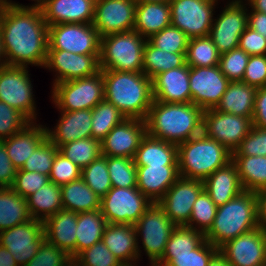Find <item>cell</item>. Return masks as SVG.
<instances>
[{
	"instance_id": "cell-54",
	"label": "cell",
	"mask_w": 266,
	"mask_h": 266,
	"mask_svg": "<svg viewBox=\"0 0 266 266\" xmlns=\"http://www.w3.org/2000/svg\"><path fill=\"white\" fill-rule=\"evenodd\" d=\"M232 155L266 156V128L253 125Z\"/></svg>"
},
{
	"instance_id": "cell-24",
	"label": "cell",
	"mask_w": 266,
	"mask_h": 266,
	"mask_svg": "<svg viewBox=\"0 0 266 266\" xmlns=\"http://www.w3.org/2000/svg\"><path fill=\"white\" fill-rule=\"evenodd\" d=\"M78 213L60 210L43 221L44 237L49 243L76 257V228Z\"/></svg>"
},
{
	"instance_id": "cell-51",
	"label": "cell",
	"mask_w": 266,
	"mask_h": 266,
	"mask_svg": "<svg viewBox=\"0 0 266 266\" xmlns=\"http://www.w3.org/2000/svg\"><path fill=\"white\" fill-rule=\"evenodd\" d=\"M81 173V168L58 151L51 167L49 178L56 185L63 186L80 179Z\"/></svg>"
},
{
	"instance_id": "cell-62",
	"label": "cell",
	"mask_w": 266,
	"mask_h": 266,
	"mask_svg": "<svg viewBox=\"0 0 266 266\" xmlns=\"http://www.w3.org/2000/svg\"><path fill=\"white\" fill-rule=\"evenodd\" d=\"M0 266H18L13 255L0 245Z\"/></svg>"
},
{
	"instance_id": "cell-26",
	"label": "cell",
	"mask_w": 266,
	"mask_h": 266,
	"mask_svg": "<svg viewBox=\"0 0 266 266\" xmlns=\"http://www.w3.org/2000/svg\"><path fill=\"white\" fill-rule=\"evenodd\" d=\"M137 188L157 203L180 177L178 166H136Z\"/></svg>"
},
{
	"instance_id": "cell-48",
	"label": "cell",
	"mask_w": 266,
	"mask_h": 266,
	"mask_svg": "<svg viewBox=\"0 0 266 266\" xmlns=\"http://www.w3.org/2000/svg\"><path fill=\"white\" fill-rule=\"evenodd\" d=\"M216 211V204L204 189L194 202L190 220L186 226L189 228H195L193 224L196 223L199 226V231L205 234L213 224Z\"/></svg>"
},
{
	"instance_id": "cell-72",
	"label": "cell",
	"mask_w": 266,
	"mask_h": 266,
	"mask_svg": "<svg viewBox=\"0 0 266 266\" xmlns=\"http://www.w3.org/2000/svg\"><path fill=\"white\" fill-rule=\"evenodd\" d=\"M208 1H211V2H214V3L217 2V0H208Z\"/></svg>"
},
{
	"instance_id": "cell-40",
	"label": "cell",
	"mask_w": 266,
	"mask_h": 266,
	"mask_svg": "<svg viewBox=\"0 0 266 266\" xmlns=\"http://www.w3.org/2000/svg\"><path fill=\"white\" fill-rule=\"evenodd\" d=\"M205 240V235L197 228L176 226L166 244L163 256L190 255Z\"/></svg>"
},
{
	"instance_id": "cell-64",
	"label": "cell",
	"mask_w": 266,
	"mask_h": 266,
	"mask_svg": "<svg viewBox=\"0 0 266 266\" xmlns=\"http://www.w3.org/2000/svg\"><path fill=\"white\" fill-rule=\"evenodd\" d=\"M208 266H230L225 257L218 252L210 261Z\"/></svg>"
},
{
	"instance_id": "cell-46",
	"label": "cell",
	"mask_w": 266,
	"mask_h": 266,
	"mask_svg": "<svg viewBox=\"0 0 266 266\" xmlns=\"http://www.w3.org/2000/svg\"><path fill=\"white\" fill-rule=\"evenodd\" d=\"M147 41L156 48L170 53H186L189 38L176 26L169 25L158 33L151 35Z\"/></svg>"
},
{
	"instance_id": "cell-68",
	"label": "cell",
	"mask_w": 266,
	"mask_h": 266,
	"mask_svg": "<svg viewBox=\"0 0 266 266\" xmlns=\"http://www.w3.org/2000/svg\"><path fill=\"white\" fill-rule=\"evenodd\" d=\"M8 4L7 0H0V11Z\"/></svg>"
},
{
	"instance_id": "cell-14",
	"label": "cell",
	"mask_w": 266,
	"mask_h": 266,
	"mask_svg": "<svg viewBox=\"0 0 266 266\" xmlns=\"http://www.w3.org/2000/svg\"><path fill=\"white\" fill-rule=\"evenodd\" d=\"M229 83L230 81L221 72L219 65L190 67L189 87L191 102L203 111L215 109Z\"/></svg>"
},
{
	"instance_id": "cell-53",
	"label": "cell",
	"mask_w": 266,
	"mask_h": 266,
	"mask_svg": "<svg viewBox=\"0 0 266 266\" xmlns=\"http://www.w3.org/2000/svg\"><path fill=\"white\" fill-rule=\"evenodd\" d=\"M48 182H50V178L47 175H43L35 171L28 172L18 169L11 188L17 194L27 199Z\"/></svg>"
},
{
	"instance_id": "cell-39",
	"label": "cell",
	"mask_w": 266,
	"mask_h": 266,
	"mask_svg": "<svg viewBox=\"0 0 266 266\" xmlns=\"http://www.w3.org/2000/svg\"><path fill=\"white\" fill-rule=\"evenodd\" d=\"M126 117L105 99L92 109L91 137L102 141L105 136Z\"/></svg>"
},
{
	"instance_id": "cell-20",
	"label": "cell",
	"mask_w": 266,
	"mask_h": 266,
	"mask_svg": "<svg viewBox=\"0 0 266 266\" xmlns=\"http://www.w3.org/2000/svg\"><path fill=\"white\" fill-rule=\"evenodd\" d=\"M230 266H261L266 261V239L256 228L227 241L219 248Z\"/></svg>"
},
{
	"instance_id": "cell-44",
	"label": "cell",
	"mask_w": 266,
	"mask_h": 266,
	"mask_svg": "<svg viewBox=\"0 0 266 266\" xmlns=\"http://www.w3.org/2000/svg\"><path fill=\"white\" fill-rule=\"evenodd\" d=\"M81 178L97 196L100 198L105 196L112 188L107 168V156L100 155L87 167L83 168Z\"/></svg>"
},
{
	"instance_id": "cell-50",
	"label": "cell",
	"mask_w": 266,
	"mask_h": 266,
	"mask_svg": "<svg viewBox=\"0 0 266 266\" xmlns=\"http://www.w3.org/2000/svg\"><path fill=\"white\" fill-rule=\"evenodd\" d=\"M31 121L20 111L0 101V141L24 129Z\"/></svg>"
},
{
	"instance_id": "cell-30",
	"label": "cell",
	"mask_w": 266,
	"mask_h": 266,
	"mask_svg": "<svg viewBox=\"0 0 266 266\" xmlns=\"http://www.w3.org/2000/svg\"><path fill=\"white\" fill-rule=\"evenodd\" d=\"M171 25V9L169 2L137 3L135 9L134 28L142 37L148 39Z\"/></svg>"
},
{
	"instance_id": "cell-59",
	"label": "cell",
	"mask_w": 266,
	"mask_h": 266,
	"mask_svg": "<svg viewBox=\"0 0 266 266\" xmlns=\"http://www.w3.org/2000/svg\"><path fill=\"white\" fill-rule=\"evenodd\" d=\"M252 124L266 128V89L258 88L255 95V107Z\"/></svg>"
},
{
	"instance_id": "cell-8",
	"label": "cell",
	"mask_w": 266,
	"mask_h": 266,
	"mask_svg": "<svg viewBox=\"0 0 266 266\" xmlns=\"http://www.w3.org/2000/svg\"><path fill=\"white\" fill-rule=\"evenodd\" d=\"M152 203L137 187H112L101 198L100 210L108 223L134 225Z\"/></svg>"
},
{
	"instance_id": "cell-29",
	"label": "cell",
	"mask_w": 266,
	"mask_h": 266,
	"mask_svg": "<svg viewBox=\"0 0 266 266\" xmlns=\"http://www.w3.org/2000/svg\"><path fill=\"white\" fill-rule=\"evenodd\" d=\"M29 123L24 129L3 140L12 164L21 169L34 150L47 138L46 128Z\"/></svg>"
},
{
	"instance_id": "cell-58",
	"label": "cell",
	"mask_w": 266,
	"mask_h": 266,
	"mask_svg": "<svg viewBox=\"0 0 266 266\" xmlns=\"http://www.w3.org/2000/svg\"><path fill=\"white\" fill-rule=\"evenodd\" d=\"M17 172L6 152L4 141H0V188H11Z\"/></svg>"
},
{
	"instance_id": "cell-2",
	"label": "cell",
	"mask_w": 266,
	"mask_h": 266,
	"mask_svg": "<svg viewBox=\"0 0 266 266\" xmlns=\"http://www.w3.org/2000/svg\"><path fill=\"white\" fill-rule=\"evenodd\" d=\"M145 122L149 136L178 145L202 134L203 110L192 102L153 100Z\"/></svg>"
},
{
	"instance_id": "cell-70",
	"label": "cell",
	"mask_w": 266,
	"mask_h": 266,
	"mask_svg": "<svg viewBox=\"0 0 266 266\" xmlns=\"http://www.w3.org/2000/svg\"><path fill=\"white\" fill-rule=\"evenodd\" d=\"M34 1H37V4H34L32 6H37L39 7L45 0H34Z\"/></svg>"
},
{
	"instance_id": "cell-56",
	"label": "cell",
	"mask_w": 266,
	"mask_h": 266,
	"mask_svg": "<svg viewBox=\"0 0 266 266\" xmlns=\"http://www.w3.org/2000/svg\"><path fill=\"white\" fill-rule=\"evenodd\" d=\"M255 88L266 84V54L250 56L242 81Z\"/></svg>"
},
{
	"instance_id": "cell-18",
	"label": "cell",
	"mask_w": 266,
	"mask_h": 266,
	"mask_svg": "<svg viewBox=\"0 0 266 266\" xmlns=\"http://www.w3.org/2000/svg\"><path fill=\"white\" fill-rule=\"evenodd\" d=\"M136 4L135 0H96L92 25L100 37L133 30Z\"/></svg>"
},
{
	"instance_id": "cell-69",
	"label": "cell",
	"mask_w": 266,
	"mask_h": 266,
	"mask_svg": "<svg viewBox=\"0 0 266 266\" xmlns=\"http://www.w3.org/2000/svg\"><path fill=\"white\" fill-rule=\"evenodd\" d=\"M152 266H159L156 262H150ZM122 266H134L132 265V262L131 263H127V264H122Z\"/></svg>"
},
{
	"instance_id": "cell-13",
	"label": "cell",
	"mask_w": 266,
	"mask_h": 266,
	"mask_svg": "<svg viewBox=\"0 0 266 266\" xmlns=\"http://www.w3.org/2000/svg\"><path fill=\"white\" fill-rule=\"evenodd\" d=\"M252 126L251 118L223 113L216 109L203 111L202 133L207 138L221 143L232 153L247 136Z\"/></svg>"
},
{
	"instance_id": "cell-52",
	"label": "cell",
	"mask_w": 266,
	"mask_h": 266,
	"mask_svg": "<svg viewBox=\"0 0 266 266\" xmlns=\"http://www.w3.org/2000/svg\"><path fill=\"white\" fill-rule=\"evenodd\" d=\"M76 258L82 266H122L103 241L85 249Z\"/></svg>"
},
{
	"instance_id": "cell-55",
	"label": "cell",
	"mask_w": 266,
	"mask_h": 266,
	"mask_svg": "<svg viewBox=\"0 0 266 266\" xmlns=\"http://www.w3.org/2000/svg\"><path fill=\"white\" fill-rule=\"evenodd\" d=\"M69 258L65 251L44 240L36 255L25 266H63Z\"/></svg>"
},
{
	"instance_id": "cell-22",
	"label": "cell",
	"mask_w": 266,
	"mask_h": 266,
	"mask_svg": "<svg viewBox=\"0 0 266 266\" xmlns=\"http://www.w3.org/2000/svg\"><path fill=\"white\" fill-rule=\"evenodd\" d=\"M96 0H45L39 8L48 26L92 23Z\"/></svg>"
},
{
	"instance_id": "cell-34",
	"label": "cell",
	"mask_w": 266,
	"mask_h": 266,
	"mask_svg": "<svg viewBox=\"0 0 266 266\" xmlns=\"http://www.w3.org/2000/svg\"><path fill=\"white\" fill-rule=\"evenodd\" d=\"M108 222L100 209L78 213L76 228V257L85 249L102 241Z\"/></svg>"
},
{
	"instance_id": "cell-47",
	"label": "cell",
	"mask_w": 266,
	"mask_h": 266,
	"mask_svg": "<svg viewBox=\"0 0 266 266\" xmlns=\"http://www.w3.org/2000/svg\"><path fill=\"white\" fill-rule=\"evenodd\" d=\"M58 151L59 148L46 138L26 160L21 170L49 176Z\"/></svg>"
},
{
	"instance_id": "cell-25",
	"label": "cell",
	"mask_w": 266,
	"mask_h": 266,
	"mask_svg": "<svg viewBox=\"0 0 266 266\" xmlns=\"http://www.w3.org/2000/svg\"><path fill=\"white\" fill-rule=\"evenodd\" d=\"M54 131L46 127L47 138L58 148L77 139L91 138L92 110L61 111Z\"/></svg>"
},
{
	"instance_id": "cell-35",
	"label": "cell",
	"mask_w": 266,
	"mask_h": 266,
	"mask_svg": "<svg viewBox=\"0 0 266 266\" xmlns=\"http://www.w3.org/2000/svg\"><path fill=\"white\" fill-rule=\"evenodd\" d=\"M27 205L32 219L44 221L63 210L61 186L48 182L27 198Z\"/></svg>"
},
{
	"instance_id": "cell-11",
	"label": "cell",
	"mask_w": 266,
	"mask_h": 266,
	"mask_svg": "<svg viewBox=\"0 0 266 266\" xmlns=\"http://www.w3.org/2000/svg\"><path fill=\"white\" fill-rule=\"evenodd\" d=\"M27 67H0V101L24 114L31 122L36 119L35 101Z\"/></svg>"
},
{
	"instance_id": "cell-71",
	"label": "cell",
	"mask_w": 266,
	"mask_h": 266,
	"mask_svg": "<svg viewBox=\"0 0 266 266\" xmlns=\"http://www.w3.org/2000/svg\"><path fill=\"white\" fill-rule=\"evenodd\" d=\"M263 232H264V235H265V239H266V229H265V230H263Z\"/></svg>"
},
{
	"instance_id": "cell-28",
	"label": "cell",
	"mask_w": 266,
	"mask_h": 266,
	"mask_svg": "<svg viewBox=\"0 0 266 266\" xmlns=\"http://www.w3.org/2000/svg\"><path fill=\"white\" fill-rule=\"evenodd\" d=\"M204 189L217 207L244 191L235 163L231 160L217 169L204 181Z\"/></svg>"
},
{
	"instance_id": "cell-17",
	"label": "cell",
	"mask_w": 266,
	"mask_h": 266,
	"mask_svg": "<svg viewBox=\"0 0 266 266\" xmlns=\"http://www.w3.org/2000/svg\"><path fill=\"white\" fill-rule=\"evenodd\" d=\"M241 2L235 0L229 3L212 23L209 37L220 54L238 48L239 38L248 26L247 8Z\"/></svg>"
},
{
	"instance_id": "cell-45",
	"label": "cell",
	"mask_w": 266,
	"mask_h": 266,
	"mask_svg": "<svg viewBox=\"0 0 266 266\" xmlns=\"http://www.w3.org/2000/svg\"><path fill=\"white\" fill-rule=\"evenodd\" d=\"M219 252V248L206 239L190 255L162 256L157 262L162 266H208L212 258Z\"/></svg>"
},
{
	"instance_id": "cell-66",
	"label": "cell",
	"mask_w": 266,
	"mask_h": 266,
	"mask_svg": "<svg viewBox=\"0 0 266 266\" xmlns=\"http://www.w3.org/2000/svg\"><path fill=\"white\" fill-rule=\"evenodd\" d=\"M5 58V55H4V51H3V45H2V40H1V36H0V67H2V66H6L7 65V62H6V60H4V58ZM2 58V59H1Z\"/></svg>"
},
{
	"instance_id": "cell-38",
	"label": "cell",
	"mask_w": 266,
	"mask_h": 266,
	"mask_svg": "<svg viewBox=\"0 0 266 266\" xmlns=\"http://www.w3.org/2000/svg\"><path fill=\"white\" fill-rule=\"evenodd\" d=\"M186 53H170L145 42L142 72L153 79L159 73L182 67L186 63Z\"/></svg>"
},
{
	"instance_id": "cell-32",
	"label": "cell",
	"mask_w": 266,
	"mask_h": 266,
	"mask_svg": "<svg viewBox=\"0 0 266 266\" xmlns=\"http://www.w3.org/2000/svg\"><path fill=\"white\" fill-rule=\"evenodd\" d=\"M257 88L241 81L230 82L217 111L253 119Z\"/></svg>"
},
{
	"instance_id": "cell-5",
	"label": "cell",
	"mask_w": 266,
	"mask_h": 266,
	"mask_svg": "<svg viewBox=\"0 0 266 266\" xmlns=\"http://www.w3.org/2000/svg\"><path fill=\"white\" fill-rule=\"evenodd\" d=\"M177 160L180 177L204 181L232 160V152L202 133L177 145Z\"/></svg>"
},
{
	"instance_id": "cell-10",
	"label": "cell",
	"mask_w": 266,
	"mask_h": 266,
	"mask_svg": "<svg viewBox=\"0 0 266 266\" xmlns=\"http://www.w3.org/2000/svg\"><path fill=\"white\" fill-rule=\"evenodd\" d=\"M137 234H141L142 244L151 262H158L176 225L167 216L159 203H152L134 224Z\"/></svg>"
},
{
	"instance_id": "cell-12",
	"label": "cell",
	"mask_w": 266,
	"mask_h": 266,
	"mask_svg": "<svg viewBox=\"0 0 266 266\" xmlns=\"http://www.w3.org/2000/svg\"><path fill=\"white\" fill-rule=\"evenodd\" d=\"M171 25L189 39L209 36L216 3L208 0H171Z\"/></svg>"
},
{
	"instance_id": "cell-37",
	"label": "cell",
	"mask_w": 266,
	"mask_h": 266,
	"mask_svg": "<svg viewBox=\"0 0 266 266\" xmlns=\"http://www.w3.org/2000/svg\"><path fill=\"white\" fill-rule=\"evenodd\" d=\"M31 219L27 199L12 188H0V232Z\"/></svg>"
},
{
	"instance_id": "cell-1",
	"label": "cell",
	"mask_w": 266,
	"mask_h": 266,
	"mask_svg": "<svg viewBox=\"0 0 266 266\" xmlns=\"http://www.w3.org/2000/svg\"><path fill=\"white\" fill-rule=\"evenodd\" d=\"M0 36L7 65L45 66L48 25L39 7L8 1L0 11Z\"/></svg>"
},
{
	"instance_id": "cell-21",
	"label": "cell",
	"mask_w": 266,
	"mask_h": 266,
	"mask_svg": "<svg viewBox=\"0 0 266 266\" xmlns=\"http://www.w3.org/2000/svg\"><path fill=\"white\" fill-rule=\"evenodd\" d=\"M145 120L126 118L101 141V154L110 157L134 158L142 138L146 135Z\"/></svg>"
},
{
	"instance_id": "cell-67",
	"label": "cell",
	"mask_w": 266,
	"mask_h": 266,
	"mask_svg": "<svg viewBox=\"0 0 266 266\" xmlns=\"http://www.w3.org/2000/svg\"><path fill=\"white\" fill-rule=\"evenodd\" d=\"M171 0H135L136 3H145V2H170Z\"/></svg>"
},
{
	"instance_id": "cell-7",
	"label": "cell",
	"mask_w": 266,
	"mask_h": 266,
	"mask_svg": "<svg viewBox=\"0 0 266 266\" xmlns=\"http://www.w3.org/2000/svg\"><path fill=\"white\" fill-rule=\"evenodd\" d=\"M53 101L61 111L92 110L104 100L102 70L97 74L53 84Z\"/></svg>"
},
{
	"instance_id": "cell-43",
	"label": "cell",
	"mask_w": 266,
	"mask_h": 266,
	"mask_svg": "<svg viewBox=\"0 0 266 266\" xmlns=\"http://www.w3.org/2000/svg\"><path fill=\"white\" fill-rule=\"evenodd\" d=\"M107 168L112 187H137V170L132 158L107 156Z\"/></svg>"
},
{
	"instance_id": "cell-9",
	"label": "cell",
	"mask_w": 266,
	"mask_h": 266,
	"mask_svg": "<svg viewBox=\"0 0 266 266\" xmlns=\"http://www.w3.org/2000/svg\"><path fill=\"white\" fill-rule=\"evenodd\" d=\"M101 37L92 23H63L48 26V50L76 54H100Z\"/></svg>"
},
{
	"instance_id": "cell-4",
	"label": "cell",
	"mask_w": 266,
	"mask_h": 266,
	"mask_svg": "<svg viewBox=\"0 0 266 266\" xmlns=\"http://www.w3.org/2000/svg\"><path fill=\"white\" fill-rule=\"evenodd\" d=\"M258 227L255 192L244 190L224 205L217 207L216 216L205 239L217 248L227 241Z\"/></svg>"
},
{
	"instance_id": "cell-23",
	"label": "cell",
	"mask_w": 266,
	"mask_h": 266,
	"mask_svg": "<svg viewBox=\"0 0 266 266\" xmlns=\"http://www.w3.org/2000/svg\"><path fill=\"white\" fill-rule=\"evenodd\" d=\"M190 66L186 63L179 68L159 73L152 79L153 98L164 103H190Z\"/></svg>"
},
{
	"instance_id": "cell-61",
	"label": "cell",
	"mask_w": 266,
	"mask_h": 266,
	"mask_svg": "<svg viewBox=\"0 0 266 266\" xmlns=\"http://www.w3.org/2000/svg\"><path fill=\"white\" fill-rule=\"evenodd\" d=\"M248 27L260 33L266 38V14L253 11L248 14Z\"/></svg>"
},
{
	"instance_id": "cell-16",
	"label": "cell",
	"mask_w": 266,
	"mask_h": 266,
	"mask_svg": "<svg viewBox=\"0 0 266 266\" xmlns=\"http://www.w3.org/2000/svg\"><path fill=\"white\" fill-rule=\"evenodd\" d=\"M203 190L202 180L179 177L157 203L176 226H186L194 202Z\"/></svg>"
},
{
	"instance_id": "cell-36",
	"label": "cell",
	"mask_w": 266,
	"mask_h": 266,
	"mask_svg": "<svg viewBox=\"0 0 266 266\" xmlns=\"http://www.w3.org/2000/svg\"><path fill=\"white\" fill-rule=\"evenodd\" d=\"M240 183L246 191L266 189V156L232 155Z\"/></svg>"
},
{
	"instance_id": "cell-41",
	"label": "cell",
	"mask_w": 266,
	"mask_h": 266,
	"mask_svg": "<svg viewBox=\"0 0 266 266\" xmlns=\"http://www.w3.org/2000/svg\"><path fill=\"white\" fill-rule=\"evenodd\" d=\"M186 64L190 67L219 65L220 53L209 36L189 39Z\"/></svg>"
},
{
	"instance_id": "cell-42",
	"label": "cell",
	"mask_w": 266,
	"mask_h": 266,
	"mask_svg": "<svg viewBox=\"0 0 266 266\" xmlns=\"http://www.w3.org/2000/svg\"><path fill=\"white\" fill-rule=\"evenodd\" d=\"M59 152L83 169L102 155L101 142L92 137L77 139L62 145L59 148Z\"/></svg>"
},
{
	"instance_id": "cell-3",
	"label": "cell",
	"mask_w": 266,
	"mask_h": 266,
	"mask_svg": "<svg viewBox=\"0 0 266 266\" xmlns=\"http://www.w3.org/2000/svg\"><path fill=\"white\" fill-rule=\"evenodd\" d=\"M101 70L104 99L126 118L145 120L154 100L152 79L143 72Z\"/></svg>"
},
{
	"instance_id": "cell-27",
	"label": "cell",
	"mask_w": 266,
	"mask_h": 266,
	"mask_svg": "<svg viewBox=\"0 0 266 266\" xmlns=\"http://www.w3.org/2000/svg\"><path fill=\"white\" fill-rule=\"evenodd\" d=\"M134 225L108 223L102 241L121 264L136 261L140 255Z\"/></svg>"
},
{
	"instance_id": "cell-60",
	"label": "cell",
	"mask_w": 266,
	"mask_h": 266,
	"mask_svg": "<svg viewBox=\"0 0 266 266\" xmlns=\"http://www.w3.org/2000/svg\"><path fill=\"white\" fill-rule=\"evenodd\" d=\"M257 203V224L261 230L266 229V189L255 192Z\"/></svg>"
},
{
	"instance_id": "cell-63",
	"label": "cell",
	"mask_w": 266,
	"mask_h": 266,
	"mask_svg": "<svg viewBox=\"0 0 266 266\" xmlns=\"http://www.w3.org/2000/svg\"><path fill=\"white\" fill-rule=\"evenodd\" d=\"M252 11H258L266 14V0H248Z\"/></svg>"
},
{
	"instance_id": "cell-15",
	"label": "cell",
	"mask_w": 266,
	"mask_h": 266,
	"mask_svg": "<svg viewBox=\"0 0 266 266\" xmlns=\"http://www.w3.org/2000/svg\"><path fill=\"white\" fill-rule=\"evenodd\" d=\"M44 240L43 221L37 219L0 232V245L11 252L18 266H25Z\"/></svg>"
},
{
	"instance_id": "cell-57",
	"label": "cell",
	"mask_w": 266,
	"mask_h": 266,
	"mask_svg": "<svg viewBox=\"0 0 266 266\" xmlns=\"http://www.w3.org/2000/svg\"><path fill=\"white\" fill-rule=\"evenodd\" d=\"M238 47L249 56L266 54V38L247 26L239 38Z\"/></svg>"
},
{
	"instance_id": "cell-49",
	"label": "cell",
	"mask_w": 266,
	"mask_h": 266,
	"mask_svg": "<svg viewBox=\"0 0 266 266\" xmlns=\"http://www.w3.org/2000/svg\"><path fill=\"white\" fill-rule=\"evenodd\" d=\"M249 57L239 47L220 54L219 67L221 72L230 82L242 81Z\"/></svg>"
},
{
	"instance_id": "cell-65",
	"label": "cell",
	"mask_w": 266,
	"mask_h": 266,
	"mask_svg": "<svg viewBox=\"0 0 266 266\" xmlns=\"http://www.w3.org/2000/svg\"><path fill=\"white\" fill-rule=\"evenodd\" d=\"M63 266H82L76 257H70Z\"/></svg>"
},
{
	"instance_id": "cell-31",
	"label": "cell",
	"mask_w": 266,
	"mask_h": 266,
	"mask_svg": "<svg viewBox=\"0 0 266 266\" xmlns=\"http://www.w3.org/2000/svg\"><path fill=\"white\" fill-rule=\"evenodd\" d=\"M133 160L136 166H178L177 145L146 133Z\"/></svg>"
},
{
	"instance_id": "cell-33",
	"label": "cell",
	"mask_w": 266,
	"mask_h": 266,
	"mask_svg": "<svg viewBox=\"0 0 266 266\" xmlns=\"http://www.w3.org/2000/svg\"><path fill=\"white\" fill-rule=\"evenodd\" d=\"M63 209L83 213L100 209L101 198L82 178L61 186Z\"/></svg>"
},
{
	"instance_id": "cell-19",
	"label": "cell",
	"mask_w": 266,
	"mask_h": 266,
	"mask_svg": "<svg viewBox=\"0 0 266 266\" xmlns=\"http://www.w3.org/2000/svg\"><path fill=\"white\" fill-rule=\"evenodd\" d=\"M100 54H76L66 50H48L45 66L54 69L60 83L78 78L90 77L101 71Z\"/></svg>"
},
{
	"instance_id": "cell-6",
	"label": "cell",
	"mask_w": 266,
	"mask_h": 266,
	"mask_svg": "<svg viewBox=\"0 0 266 266\" xmlns=\"http://www.w3.org/2000/svg\"><path fill=\"white\" fill-rule=\"evenodd\" d=\"M146 41L135 30L101 37L100 69L142 72Z\"/></svg>"
}]
</instances>
